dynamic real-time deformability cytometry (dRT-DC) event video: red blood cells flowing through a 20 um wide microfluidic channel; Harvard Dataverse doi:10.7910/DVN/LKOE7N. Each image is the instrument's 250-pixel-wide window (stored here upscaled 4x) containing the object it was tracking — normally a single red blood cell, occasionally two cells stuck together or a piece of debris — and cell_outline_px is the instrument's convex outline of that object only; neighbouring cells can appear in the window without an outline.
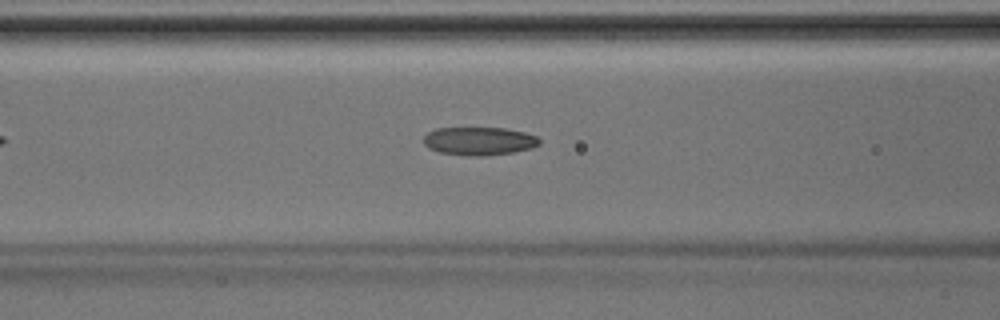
{"species": "Egyptian fruit bat (a non-hibernating species)", "species_latin": "Rousettus aegyptiacus", "temperature_condition": "room temperature", "stored_images_in_passage": 38, "camera_frame_rate_fps": 3000, "um_per_image_px": 0.085, "animal": {"sex": "male"}, "frame": {"image": 1, "passage_image": 12, "time_ms": 3.667, "image_size_px": [1000, 320], "cell_outline_px": [[540, 144], [532, 148], [512, 152], [484, 156], [468, 156], [440, 152], [428, 148], [424, 144], [424, 136], [428, 132], [436, 128], [504, 128], [524, 132], [536, 136], [540, 140]], "centroid_in_image_um": [40.72, 11.99], "position_along_channel_um": 125.9, "area_um2": 19.02}}